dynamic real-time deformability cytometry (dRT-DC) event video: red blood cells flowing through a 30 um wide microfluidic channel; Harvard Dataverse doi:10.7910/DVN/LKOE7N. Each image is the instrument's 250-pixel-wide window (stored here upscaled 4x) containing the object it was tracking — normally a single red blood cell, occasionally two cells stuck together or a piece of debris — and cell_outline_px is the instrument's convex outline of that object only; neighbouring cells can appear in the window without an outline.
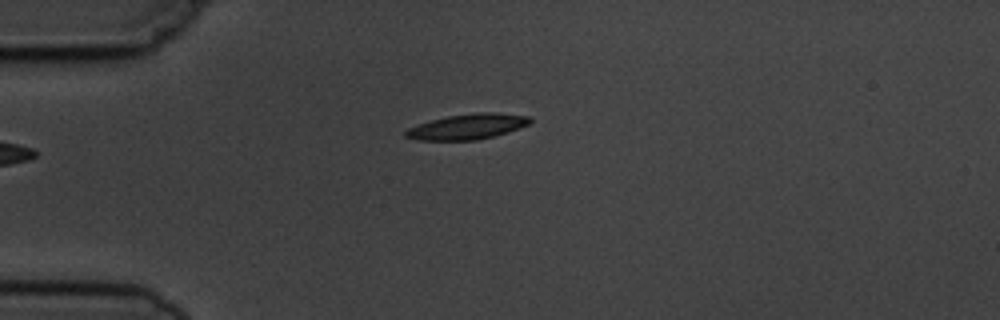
{"species": "common noctule bat (a hibernating species)", "species_latin": "Nyctalus noctula", "temperature_condition": "cold", "stored_images_in_passage": 2, "camera_frame_rate_fps": 3000, "um_per_image_px": 0.085, "animal": {"sex": "male", "body_mass_g": 19.5, "forearm_length_mm": 54.6}, "frame": {"image": 1, "passage_image": 1, "time_ms": 0.0, "image_size_px": [1000, 320], "cell_outline_px": [[532, 120], [528, 124], [520, 128], [508, 132], [476, 140], [416, 140], [404, 136], [404, 132], [408, 128], [432, 120], [448, 116], [476, 112], [496, 112], [528, 116]], "centroid_in_image_um": [39.74, 10.76], "position_along_channel_um": 45.3, "area_um2": 18.26}}